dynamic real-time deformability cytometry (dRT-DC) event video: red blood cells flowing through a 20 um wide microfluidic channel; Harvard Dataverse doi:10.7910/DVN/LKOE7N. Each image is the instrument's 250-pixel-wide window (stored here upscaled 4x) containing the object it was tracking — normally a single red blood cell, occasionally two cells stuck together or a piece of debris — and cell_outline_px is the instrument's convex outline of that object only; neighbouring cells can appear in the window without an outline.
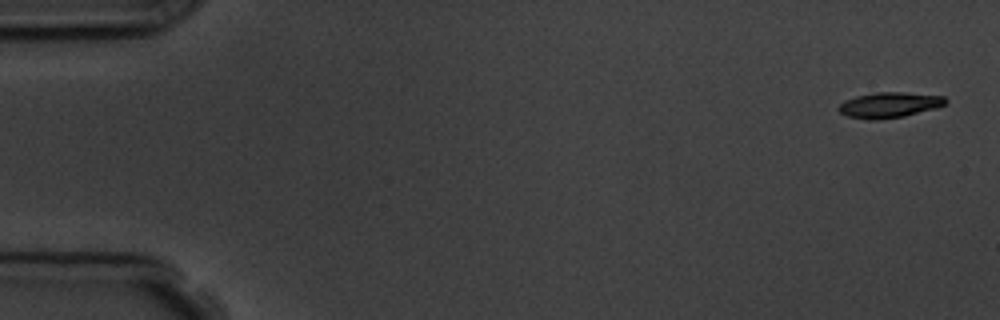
{"species": "common noctule bat (a hibernating species)", "species_latin": "Nyctalus noctula", "temperature_condition": "room temperature", "stored_images_in_passage": 6, "camera_frame_rate_fps": 3000, "um_per_image_px": 0.085, "animal": {"sex": "male", "body_mass_g": 19.5, "forearm_length_mm": 54.6}, "frame": {"image": 1, "passage_image": 1, "time_ms": 0.0, "image_size_px": [1000, 320], "cell_outline_px": [[948, 100], [944, 104], [936, 108], [904, 116], [876, 120], [872, 120], [848, 116], [840, 112], [836, 108], [844, 100], [856, 96], [876, 92], [904, 92], [944, 96]], "centroid_in_image_um": [75.58, 8.91], "position_along_channel_um": 9.4, "area_um2": 15.84}}
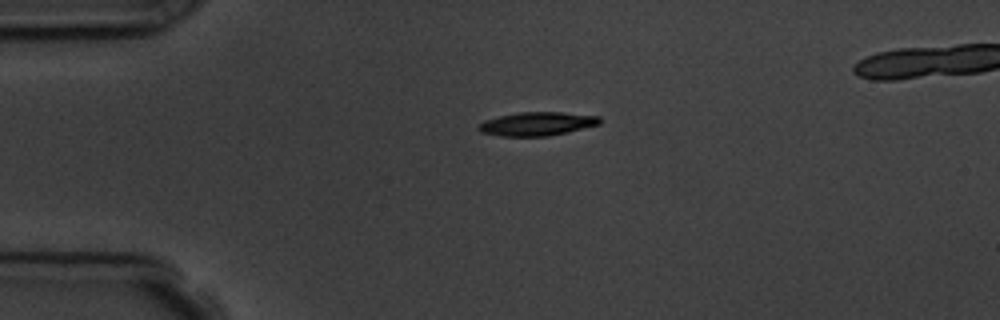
{"frame": {"image": 2, "passage_image": 4, "time_ms": 3.667, "image_size_px": [1000, 320], "cell_outline_px": [[600, 124], [568, 132], [548, 136], [500, 136], [480, 132], [476, 128], [484, 120], [500, 116], [520, 112], [560, 112], [600, 116]], "centroid_in_image_um": [45.64, 10.53], "position_along_channel_um": 39.4, "area_um2": 16.65}}